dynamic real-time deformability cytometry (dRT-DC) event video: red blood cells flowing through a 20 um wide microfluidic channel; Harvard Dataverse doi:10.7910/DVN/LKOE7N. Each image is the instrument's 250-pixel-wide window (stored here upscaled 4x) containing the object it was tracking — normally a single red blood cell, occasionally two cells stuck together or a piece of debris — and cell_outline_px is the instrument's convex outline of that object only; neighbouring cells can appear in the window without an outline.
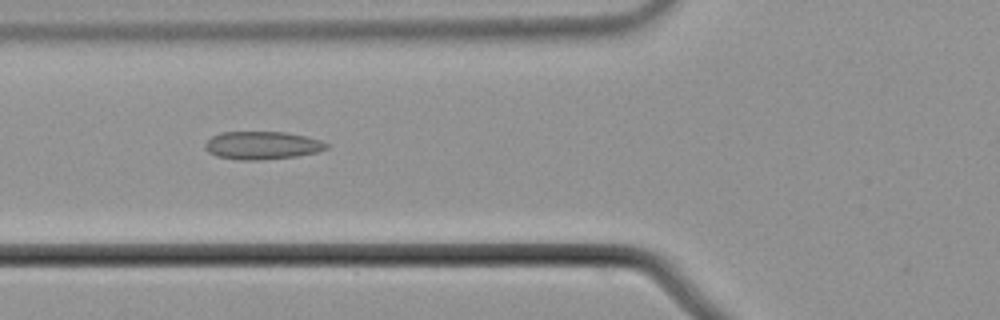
{"species": "common noctule bat (a hibernating species)", "species_latin": "Nyctalus noctula", "temperature_condition": "cold", "stored_images_in_passage": 38, "camera_frame_rate_fps": 3000, "um_per_image_px": 0.085, "animal": {"sex": "male", "body_mass_g": 21.5, "forearm_length_mm": 52.0}, "frame": {"image": 1, "passage_image": 9, "time_ms": 2.667, "image_size_px": [1000, 320], "cell_outline_px": [[328, 148], [316, 152], [296, 156], [260, 160], [240, 160], [216, 156], [208, 152], [204, 148], [204, 144], [212, 136], [220, 132], [284, 132], [304, 136], [320, 140], [328, 144]], "centroid_in_image_um": [22.24, 12.36], "position_along_channel_um": 103.6, "area_um2": 19.71}}
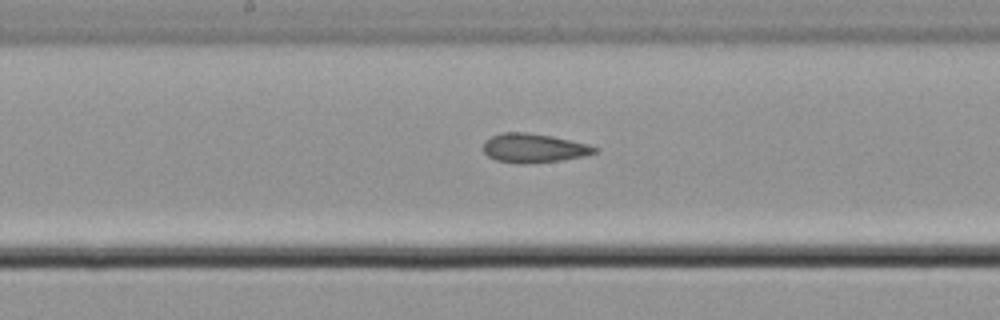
{"frame": {"image": 2, "passage_image": 17, "time_ms": 5.333, "image_size_px": [1000, 320], "cell_outline_px": [[600, 148], [596, 152], [584, 156], [564, 160], [520, 164], [496, 160], [488, 156], [484, 152], [484, 140], [500, 132], [528, 132], [552, 136], [588, 144]], "centroid_in_image_um": [45.37, 12.58], "position_along_channel_um": 202.8, "area_um2": 18.96}}
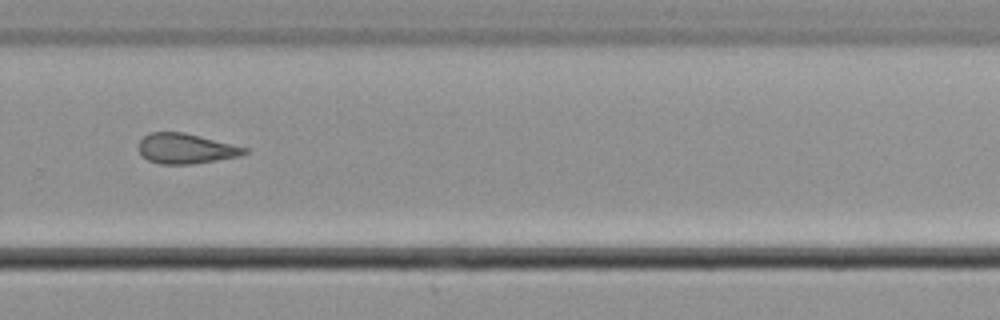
{"frame": {"image": 3, "passage_image": 26, "time_ms": 8.333, "image_size_px": [1000, 320], "cell_outline_px": [[248, 152], [240, 156], [192, 164], [160, 164], [148, 160], [140, 152], [140, 140], [144, 136], [152, 132], [184, 132], [248, 148]], "centroid_in_image_um": [15.81, 12.63], "position_along_channel_um": 314.0, "area_um2": 18.38}}